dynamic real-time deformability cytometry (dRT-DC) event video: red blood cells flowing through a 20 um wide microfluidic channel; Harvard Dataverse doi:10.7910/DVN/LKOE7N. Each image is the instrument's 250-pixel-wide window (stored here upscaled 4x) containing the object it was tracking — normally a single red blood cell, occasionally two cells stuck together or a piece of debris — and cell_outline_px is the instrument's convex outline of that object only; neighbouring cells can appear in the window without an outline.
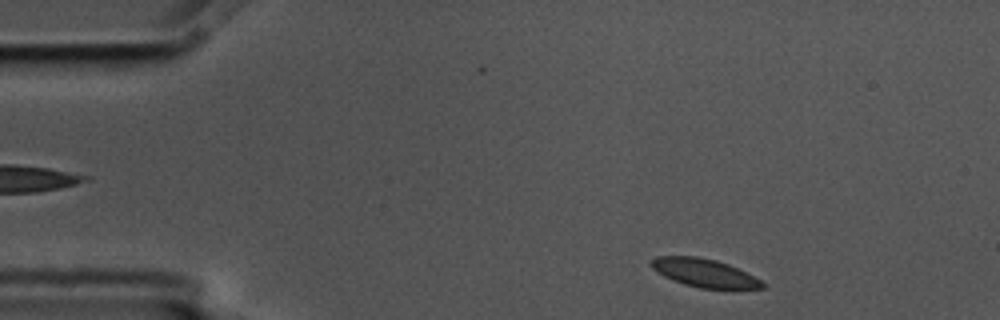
{"species": "common noctule bat (a hibernating species)", "species_latin": "Nyctalus noctula", "temperature_condition": "cold", "stored_images_in_passage": 5, "segment_of_instrument_passage": [2, 2], "camera_frame_rate_fps": 3000, "um_per_image_px": 0.085, "animal": {"sex": "male", "body_mass_g": 17.5, "forearm_length_mm": 52.3}, "frame": {"image": 1, "passage_image": 5, "time_ms": 1.333, "image_size_px": [1000, 320], "cell_outline_px": [[764, 288], [700, 288], [684, 284], [672, 280], [664, 276], [652, 268], [648, 264], [648, 260], [656, 256], [696, 256], [716, 260], [728, 264], [760, 280], [764, 284]], "centroid_in_image_um": [59.77, 23.17], "position_along_channel_um": 25.2, "area_um2": 18.09}}